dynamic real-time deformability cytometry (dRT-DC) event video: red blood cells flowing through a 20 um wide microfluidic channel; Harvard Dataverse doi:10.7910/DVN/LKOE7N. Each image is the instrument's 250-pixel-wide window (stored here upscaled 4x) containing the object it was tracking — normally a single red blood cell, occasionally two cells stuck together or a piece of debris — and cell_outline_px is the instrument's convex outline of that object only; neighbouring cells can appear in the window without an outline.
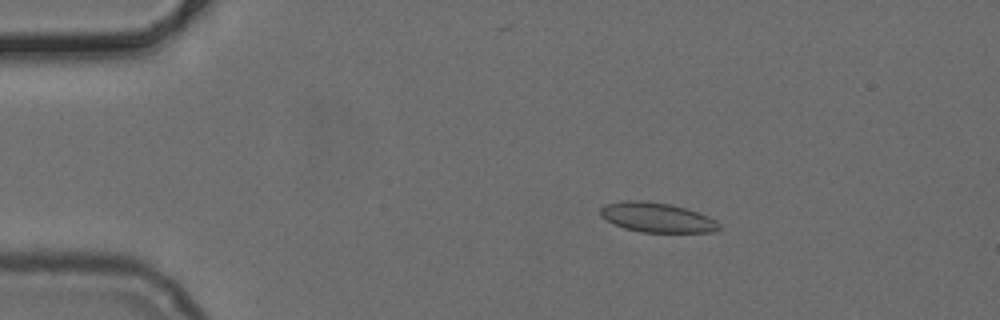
{"species": "common noctule bat (a hibernating species)", "species_latin": "Nyctalus noctula", "temperature_condition": "cold", "stored_images_in_passage": 52, "camera_frame_rate_fps": 3000, "um_per_image_px": 0.085, "animal": {"sex": "female", "body_mass_g": 24.6, "forearm_length_mm": 56.2}, "frame": {"image": 1, "passage_image": 10, "time_ms": 3.0, "image_size_px": [1000, 320], "cell_outline_px": [[720, 228], [712, 232], [640, 232], [624, 228], [600, 216], [600, 208], [604, 204], [624, 200], [644, 200], [668, 204], [684, 208], [708, 216], [716, 220], [720, 224]], "centroid_in_image_um": [55.82, 18.48], "position_along_channel_um": 29.2, "area_um2": 20.4}}
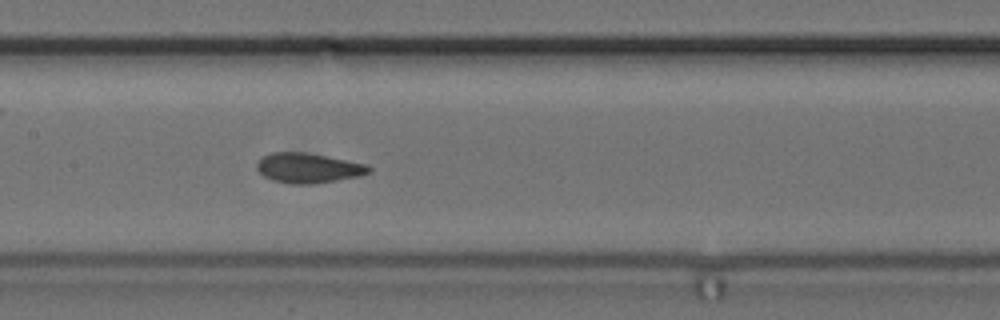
{"frame": {"image": 2, "passage_image": 26, "time_ms": 8.333, "image_size_px": [1000, 320], "cell_outline_px": [[372, 172], [360, 176], [312, 184], [292, 184], [272, 180], [264, 176], [256, 168], [256, 164], [264, 156], [272, 152], [304, 152], [368, 164], [372, 168]], "centroid_in_image_um": [26.23, 14.28], "position_along_channel_um": 181.2, "area_um2": 19.48}}
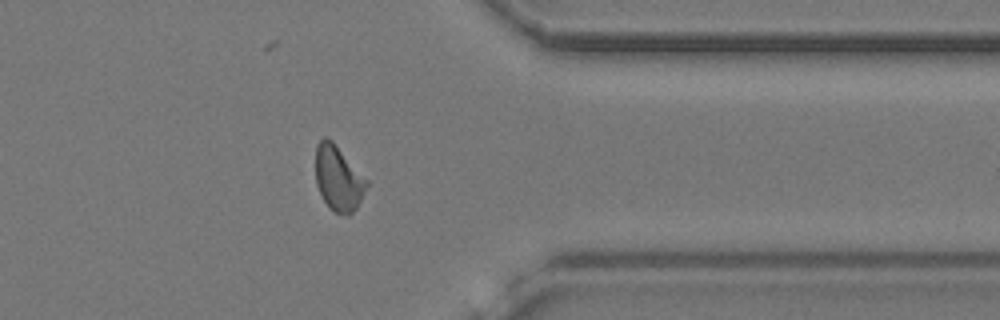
{"frame": {"image": 3, "passage_image": 42, "time_ms": 13.667, "image_size_px": [1000, 320], "cell_outline_px": [[368, 184], [356, 208], [348, 216], [336, 212], [328, 208], [316, 184], [316, 144], [324, 136], [332, 140], [368, 180]], "centroid_in_image_um": [28.75, 15.15], "position_along_channel_um": 382.7, "area_um2": 19.25}}